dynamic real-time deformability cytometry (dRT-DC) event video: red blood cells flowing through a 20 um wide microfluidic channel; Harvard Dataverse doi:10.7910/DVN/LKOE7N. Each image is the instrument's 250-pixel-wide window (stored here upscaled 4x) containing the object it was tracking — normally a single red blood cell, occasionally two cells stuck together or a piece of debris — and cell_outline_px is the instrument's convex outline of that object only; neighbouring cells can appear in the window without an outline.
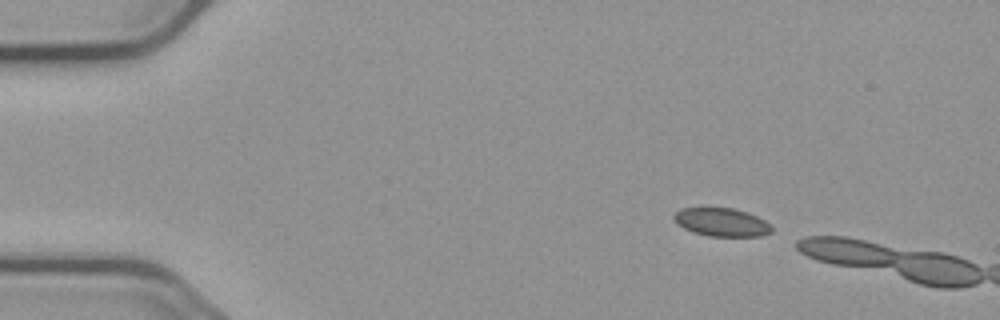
{"species": "common noctule bat (a hibernating species)", "species_latin": "Nyctalus noctula", "temperature_condition": "cold", "stored_images_in_passage": 3, "camera_frame_rate_fps": 3000, "um_per_image_px": 0.085, "animal": {"sex": "male", "body_mass_g": 23.1, "forearm_length_mm": 52.7}, "frame": {"image": 1, "passage_image": 1, "time_ms": 0.0, "image_size_px": [1000, 320], "cell_outline_px": [[772, 232], [760, 236], [708, 236], [692, 232], [676, 224], [672, 216], [680, 208], [704, 204], [732, 208], [748, 212], [764, 220], [772, 228]], "centroid_in_image_um": [61.24, 18.83], "position_along_channel_um": 23.8, "area_um2": 16.88}}